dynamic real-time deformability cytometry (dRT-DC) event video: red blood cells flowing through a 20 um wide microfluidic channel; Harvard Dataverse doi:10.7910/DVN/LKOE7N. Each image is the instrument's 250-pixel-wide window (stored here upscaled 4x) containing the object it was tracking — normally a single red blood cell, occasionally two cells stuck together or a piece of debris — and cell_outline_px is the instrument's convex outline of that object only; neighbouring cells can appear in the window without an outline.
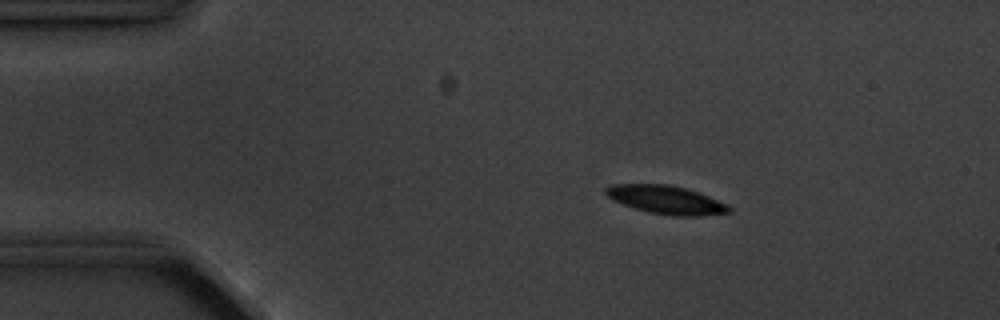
{"species": "common noctule bat (a hibernating species)", "species_latin": "Nyctalus noctula", "temperature_condition": "cold", "stored_images_in_passage": 6, "camera_frame_rate_fps": 3000, "um_per_image_px": 0.085, "animal": {"sex": "male", "body_mass_g": 20.1, "forearm_length_mm": 53.5}, "frame": {"image": 1, "passage_image": 3, "time_ms": 2.333, "image_size_px": [1000, 320], "cell_outline_px": [[732, 212], [700, 216], [672, 216], [648, 212], [612, 200], [604, 192], [604, 188], [612, 184], [668, 184], [684, 188], [708, 196], [728, 204], [732, 208]], "centroid_in_image_um": [56.63, 16.99], "position_along_channel_um": 28.4, "area_um2": 20.35}}